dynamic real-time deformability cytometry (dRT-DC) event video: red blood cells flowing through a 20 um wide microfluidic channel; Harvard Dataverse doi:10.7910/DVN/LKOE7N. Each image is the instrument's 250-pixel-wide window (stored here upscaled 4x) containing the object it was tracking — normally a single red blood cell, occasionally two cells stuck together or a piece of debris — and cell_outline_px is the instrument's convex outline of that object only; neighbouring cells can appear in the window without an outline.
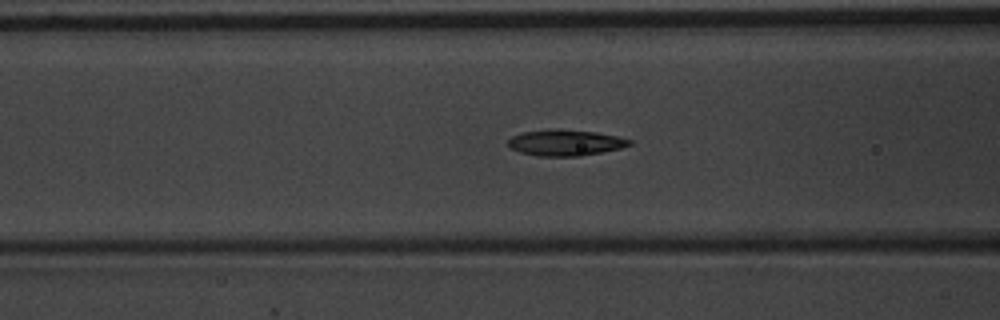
{"species": "common noctule bat (a hibernating species)", "species_latin": "Nyctalus noctula", "temperature_condition": "warm", "stored_images_in_passage": 55, "camera_frame_rate_fps": 3000, "um_per_image_px": 0.085, "animal": {"sex": "male", "body_mass_g": 20.1, "forearm_length_mm": 53.5}, "frame": {"image": 1, "passage_image": 22, "time_ms": 7.0, "image_size_px": [1000, 320], "cell_outline_px": [[632, 144], [620, 148], [580, 156], [536, 156], [520, 152], [508, 148], [508, 140], [512, 136], [520, 132], [548, 128], [560, 128], [596, 132], [616, 136], [632, 140]], "centroid_in_image_um": [47.99, 12.11], "position_along_channel_um": 118.6, "area_um2": 18.73}}
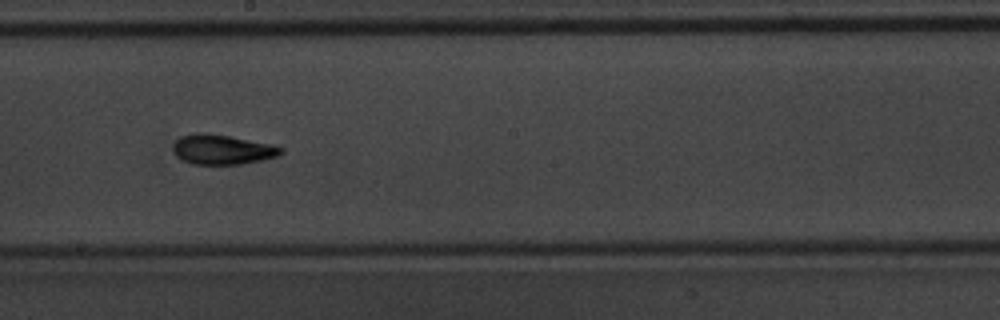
{"frame": {"image": 2, "passage_image": 31, "time_ms": 10.0, "image_size_px": [1000, 320], "cell_outline_px": [[284, 152], [276, 156], [264, 160], [240, 164], [192, 164], [176, 156], [172, 148], [176, 140], [180, 136], [196, 132], [208, 132], [272, 144], [284, 148]], "centroid_in_image_um": [18.89, 12.69], "position_along_channel_um": 229.3, "area_um2": 18.9}}
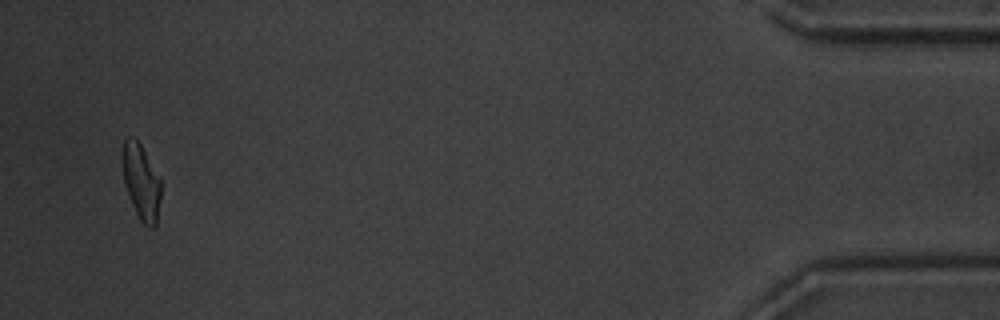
{"frame": {"image": 3, "passage_image": 53, "time_ms": 17.333, "image_size_px": [1000, 320], "cell_outline_px": [[160, 200], [156, 228], [152, 228], [144, 224], [140, 220], [132, 204], [124, 184], [120, 160], [120, 152], [124, 140], [128, 136], [132, 136], [140, 144], [160, 176]], "centroid_in_image_um": [11.97, 15.42], "position_along_channel_um": 423.2, "area_um2": 17.34}, "authors_computed_cell_mechanics": {"area_um2": 17.6868, "velocity_mm_per_s": 3.6897, "shape_relaxation_time_tau1_ms": 5.3676, "shape_relaxation_time_tau2_ms": 2.5182, "deformation_change_tau1": 0.1799, "deformation_change_tau2": 0.0995}}